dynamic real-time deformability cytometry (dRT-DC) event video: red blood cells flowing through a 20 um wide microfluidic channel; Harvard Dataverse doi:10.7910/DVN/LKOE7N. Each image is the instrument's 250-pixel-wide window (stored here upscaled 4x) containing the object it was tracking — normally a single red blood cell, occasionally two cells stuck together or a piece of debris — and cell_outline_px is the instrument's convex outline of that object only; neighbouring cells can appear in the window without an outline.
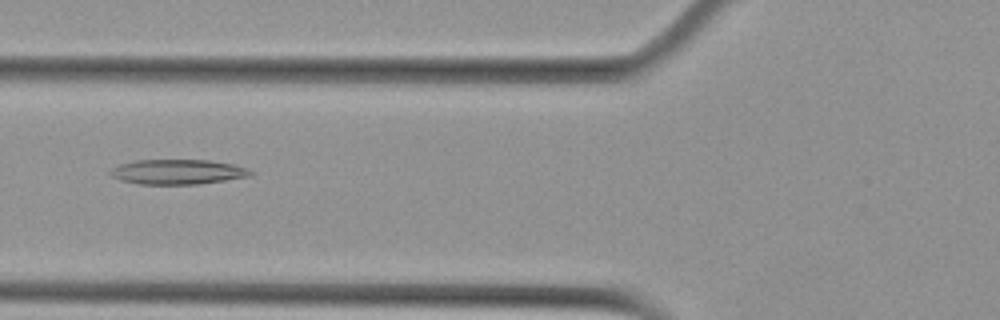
{"species": "Egyptian fruit bat (a non-hibernating species)", "species_latin": "Rousettus aegyptiacus", "temperature_condition": "cold", "stored_images_in_passage": 37, "camera_frame_rate_fps": 3000, "um_per_image_px": 0.085, "animal": {"sex": "female"}, "frame": {"image": 1, "passage_image": 7, "time_ms": 2.0, "image_size_px": [1000, 320], "cell_outline_px": [[256, 172], [252, 176], [196, 184], [140, 184], [120, 180], [112, 176], [108, 172], [112, 168], [120, 164], [136, 160], [208, 160], [232, 164], [248, 168]], "centroid_in_image_um": [15.12, 14.6], "position_along_channel_um": 110.7, "area_um2": 20.35}}
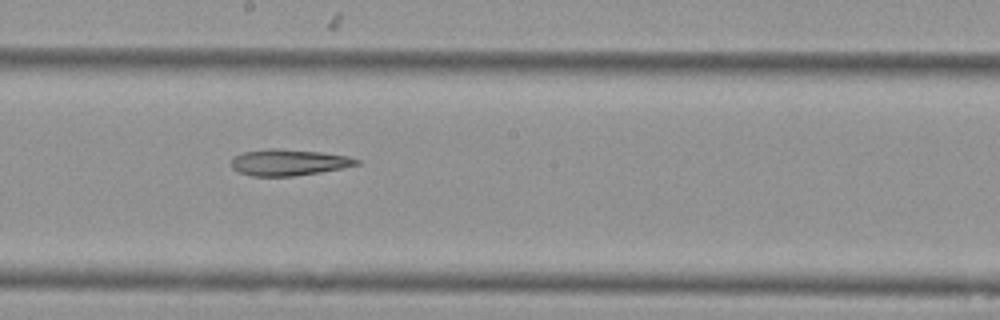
{"frame": {"image": 2, "passage_image": 16, "time_ms": 5.0, "image_size_px": [1000, 320], "cell_outline_px": [[360, 164], [320, 172], [292, 176], [252, 176], [236, 172], [232, 168], [232, 156], [244, 152], [268, 148], [276, 148], [320, 152], [348, 156], [360, 160]], "centroid_in_image_um": [24.49, 13.8], "position_along_channel_um": 223.7, "area_um2": 19.19}}
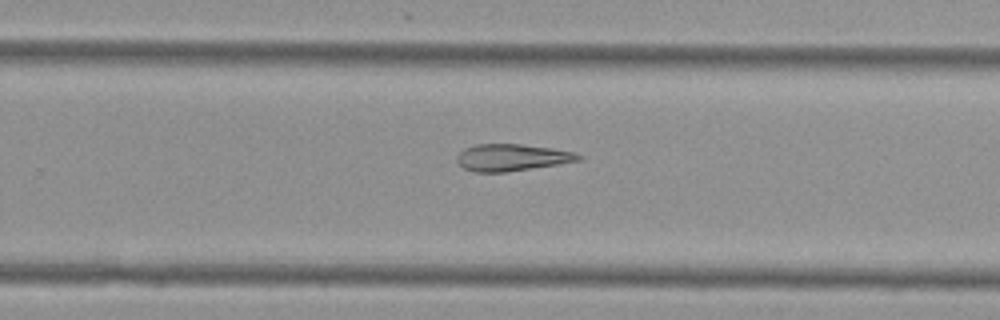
{"frame": {"image": 3, "passage_image": 21, "time_ms": 6.667, "image_size_px": [1000, 320], "cell_outline_px": [[584, 160], [504, 172], [472, 172], [464, 168], [456, 160], [456, 156], [464, 148], [476, 144], [520, 144], [552, 148], [576, 152], [584, 156]], "centroid_in_image_um": [43.53, 13.38], "position_along_channel_um": 286.3, "area_um2": 19.13}}